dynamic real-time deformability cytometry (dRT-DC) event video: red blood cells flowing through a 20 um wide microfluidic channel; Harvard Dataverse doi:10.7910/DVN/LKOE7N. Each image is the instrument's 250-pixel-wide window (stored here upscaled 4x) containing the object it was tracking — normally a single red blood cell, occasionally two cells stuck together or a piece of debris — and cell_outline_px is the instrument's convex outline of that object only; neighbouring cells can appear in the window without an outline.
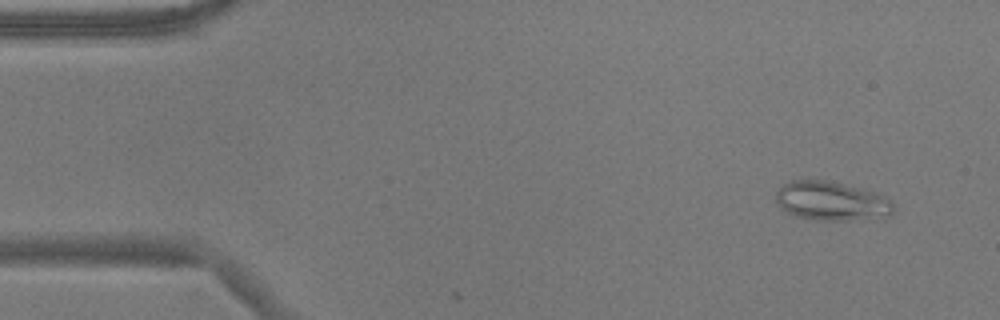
{"species": "common noctule bat (a hibernating species)", "species_latin": "Nyctalus noctula", "temperature_condition": "warm", "stored_images_in_passage": 6, "camera_frame_rate_fps": 3000, "um_per_image_px": 0.085, "animal": {"sex": "male", "body_mass_g": 17.9}, "frame": {"image": 1, "passage_image": 4, "time_ms": 1.0, "image_size_px": [1000, 320], "cell_outline_px": [[896, 208], [888, 216], [844, 220], [816, 220], [800, 216], [788, 212], [780, 208], [776, 204], [776, 192], [784, 184], [800, 176], [824, 180], [860, 188], [884, 196], [892, 200]], "centroid_in_image_um": [70.64, 17.05], "position_along_channel_um": 14.4, "area_um2": 26.88}}